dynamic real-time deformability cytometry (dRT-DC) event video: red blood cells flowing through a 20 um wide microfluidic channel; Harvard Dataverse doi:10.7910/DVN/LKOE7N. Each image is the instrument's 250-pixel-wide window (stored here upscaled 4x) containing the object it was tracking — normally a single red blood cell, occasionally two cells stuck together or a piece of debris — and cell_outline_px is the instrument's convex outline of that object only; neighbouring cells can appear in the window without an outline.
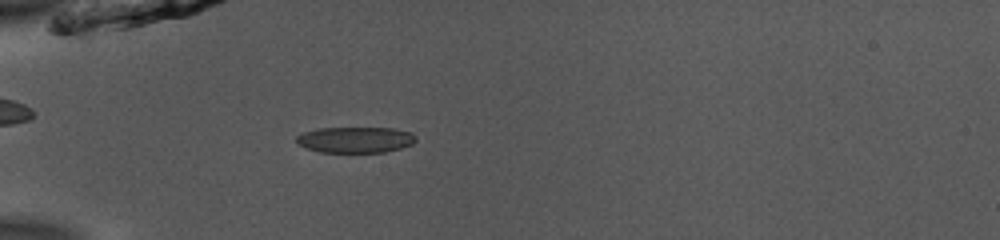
{"species": "common noctule bat (a hibernating species)", "species_latin": "Nyctalus noctula", "temperature_condition": "room temperature", "stored_images_in_passage": 37, "camera_frame_rate_fps": 3000, "um_per_image_px": 0.085, "animal": {"sex": "male", "body_mass_g": 13.0, "forearm_length_mm": 53.1}, "frame": {"image": 1, "passage_image": 1, "time_ms": 0.0, "image_size_px": [1000, 240], "cell_outline_px": [[416, 140], [412, 144], [400, 148], [384, 152], [320, 152], [308, 148], [300, 144], [296, 140], [296, 136], [304, 132], [320, 128], [392, 128], [412, 132], [416, 136]], "centroid_in_image_um": [30.24, 11.87], "position_along_channel_um": 54.8, "area_um2": 17.92}}
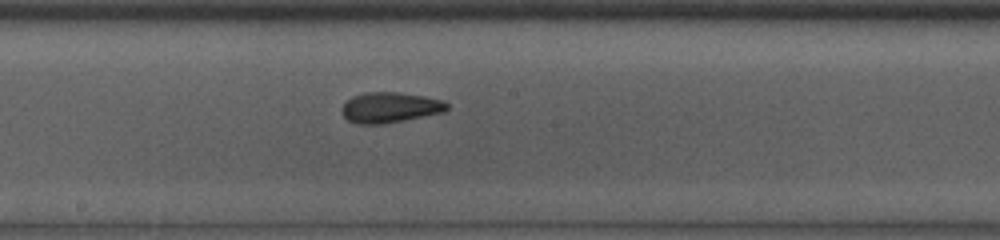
{"frame": {"image": 2, "passage_image": 14, "time_ms": 4.333, "image_size_px": [1000, 240], "cell_outline_px": [[448, 108], [444, 112], [384, 124], [360, 124], [348, 120], [344, 116], [344, 104], [352, 96], [364, 92], [396, 92], [424, 96], [444, 100], [448, 104]], "centroid_in_image_um": [33.19, 9.13], "position_along_channel_um": 215.0, "area_um2": 18.5}}
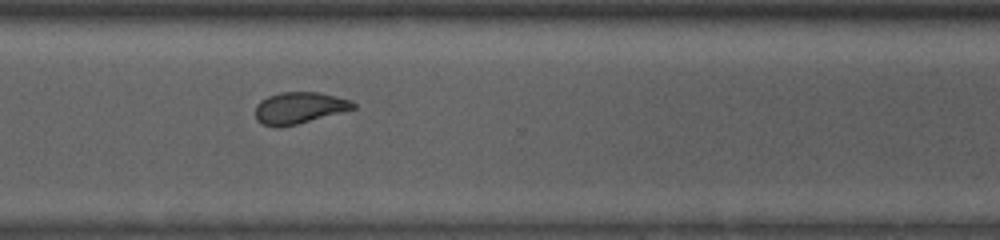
{"frame": {"image": 3, "passage_image": 24, "time_ms": 7.667, "image_size_px": [1000, 240], "cell_outline_px": [[356, 108], [344, 112], [280, 128], [276, 128], [264, 124], [256, 120], [256, 104], [260, 100], [268, 96], [280, 92], [320, 92], [352, 100], [356, 104]], "centroid_in_image_um": [25.45, 9.17], "position_along_channel_um": 345.2, "area_um2": 18.21}, "authors_computed_cell_mechanics": {"area_um2": 18.8428, "velocity_mm_per_s": 3.916, "shape_relaxation_time_tau1_ms": 3.8152, "shape_relaxation_time_tau2_ms": 1.5541, "deformation_change_tau1": 0.1378, "deformation_change_tau2": 0.0888}}